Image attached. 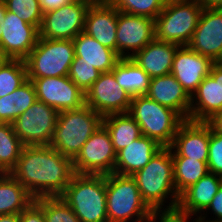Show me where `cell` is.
Masks as SVG:
<instances>
[{
	"label": "cell",
	"mask_w": 222,
	"mask_h": 222,
	"mask_svg": "<svg viewBox=\"0 0 222 222\" xmlns=\"http://www.w3.org/2000/svg\"><path fill=\"white\" fill-rule=\"evenodd\" d=\"M10 174L34 198L61 196L71 182L73 160L50 145L24 146Z\"/></svg>",
	"instance_id": "cell-1"
},
{
	"label": "cell",
	"mask_w": 222,
	"mask_h": 222,
	"mask_svg": "<svg viewBox=\"0 0 222 222\" xmlns=\"http://www.w3.org/2000/svg\"><path fill=\"white\" fill-rule=\"evenodd\" d=\"M132 177L136 180L143 201L151 210L165 208L167 199L170 202L166 207L178 205L179 196L174 183L171 147H162Z\"/></svg>",
	"instance_id": "cell-2"
},
{
	"label": "cell",
	"mask_w": 222,
	"mask_h": 222,
	"mask_svg": "<svg viewBox=\"0 0 222 222\" xmlns=\"http://www.w3.org/2000/svg\"><path fill=\"white\" fill-rule=\"evenodd\" d=\"M61 197L81 222H108L106 175L75 174Z\"/></svg>",
	"instance_id": "cell-3"
},
{
	"label": "cell",
	"mask_w": 222,
	"mask_h": 222,
	"mask_svg": "<svg viewBox=\"0 0 222 222\" xmlns=\"http://www.w3.org/2000/svg\"><path fill=\"white\" fill-rule=\"evenodd\" d=\"M102 122L103 117L87 105L59 112L50 146L64 157L74 160Z\"/></svg>",
	"instance_id": "cell-4"
},
{
	"label": "cell",
	"mask_w": 222,
	"mask_h": 222,
	"mask_svg": "<svg viewBox=\"0 0 222 222\" xmlns=\"http://www.w3.org/2000/svg\"><path fill=\"white\" fill-rule=\"evenodd\" d=\"M139 125L142 135L162 147H170L179 126L185 121L176 111L162 106L146 95L132 97L127 112Z\"/></svg>",
	"instance_id": "cell-5"
},
{
	"label": "cell",
	"mask_w": 222,
	"mask_h": 222,
	"mask_svg": "<svg viewBox=\"0 0 222 222\" xmlns=\"http://www.w3.org/2000/svg\"><path fill=\"white\" fill-rule=\"evenodd\" d=\"M106 207L108 222H146L152 211L136 180L115 173L106 175Z\"/></svg>",
	"instance_id": "cell-6"
},
{
	"label": "cell",
	"mask_w": 222,
	"mask_h": 222,
	"mask_svg": "<svg viewBox=\"0 0 222 222\" xmlns=\"http://www.w3.org/2000/svg\"><path fill=\"white\" fill-rule=\"evenodd\" d=\"M202 10L198 0L167 1L162 12L154 20L155 39L187 46Z\"/></svg>",
	"instance_id": "cell-7"
},
{
	"label": "cell",
	"mask_w": 222,
	"mask_h": 222,
	"mask_svg": "<svg viewBox=\"0 0 222 222\" xmlns=\"http://www.w3.org/2000/svg\"><path fill=\"white\" fill-rule=\"evenodd\" d=\"M74 56L73 40L39 37L25 59L28 78L68 76Z\"/></svg>",
	"instance_id": "cell-8"
},
{
	"label": "cell",
	"mask_w": 222,
	"mask_h": 222,
	"mask_svg": "<svg viewBox=\"0 0 222 222\" xmlns=\"http://www.w3.org/2000/svg\"><path fill=\"white\" fill-rule=\"evenodd\" d=\"M58 113L51 106L36 100L13 121L14 133L25 146L50 145Z\"/></svg>",
	"instance_id": "cell-9"
},
{
	"label": "cell",
	"mask_w": 222,
	"mask_h": 222,
	"mask_svg": "<svg viewBox=\"0 0 222 222\" xmlns=\"http://www.w3.org/2000/svg\"><path fill=\"white\" fill-rule=\"evenodd\" d=\"M115 162L109 132L101 125L82 146L73 166L76 174L108 175L114 173Z\"/></svg>",
	"instance_id": "cell-10"
},
{
	"label": "cell",
	"mask_w": 222,
	"mask_h": 222,
	"mask_svg": "<svg viewBox=\"0 0 222 222\" xmlns=\"http://www.w3.org/2000/svg\"><path fill=\"white\" fill-rule=\"evenodd\" d=\"M90 3L72 0L66 5L43 14L39 37L73 40L84 31L85 16Z\"/></svg>",
	"instance_id": "cell-11"
},
{
	"label": "cell",
	"mask_w": 222,
	"mask_h": 222,
	"mask_svg": "<svg viewBox=\"0 0 222 222\" xmlns=\"http://www.w3.org/2000/svg\"><path fill=\"white\" fill-rule=\"evenodd\" d=\"M132 97L117 83L114 73H101L99 79L85 93V105L105 117L127 113Z\"/></svg>",
	"instance_id": "cell-12"
},
{
	"label": "cell",
	"mask_w": 222,
	"mask_h": 222,
	"mask_svg": "<svg viewBox=\"0 0 222 222\" xmlns=\"http://www.w3.org/2000/svg\"><path fill=\"white\" fill-rule=\"evenodd\" d=\"M35 86L37 100L58 112L75 110L85 105V93L69 76L28 78Z\"/></svg>",
	"instance_id": "cell-13"
},
{
	"label": "cell",
	"mask_w": 222,
	"mask_h": 222,
	"mask_svg": "<svg viewBox=\"0 0 222 222\" xmlns=\"http://www.w3.org/2000/svg\"><path fill=\"white\" fill-rule=\"evenodd\" d=\"M154 38V19L118 11L117 53L121 58H131Z\"/></svg>",
	"instance_id": "cell-14"
},
{
	"label": "cell",
	"mask_w": 222,
	"mask_h": 222,
	"mask_svg": "<svg viewBox=\"0 0 222 222\" xmlns=\"http://www.w3.org/2000/svg\"><path fill=\"white\" fill-rule=\"evenodd\" d=\"M0 50L8 59L25 60L39 39V29L7 11L0 25Z\"/></svg>",
	"instance_id": "cell-15"
},
{
	"label": "cell",
	"mask_w": 222,
	"mask_h": 222,
	"mask_svg": "<svg viewBox=\"0 0 222 222\" xmlns=\"http://www.w3.org/2000/svg\"><path fill=\"white\" fill-rule=\"evenodd\" d=\"M219 111H222V67L214 63L191 97L189 120L206 122Z\"/></svg>",
	"instance_id": "cell-16"
},
{
	"label": "cell",
	"mask_w": 222,
	"mask_h": 222,
	"mask_svg": "<svg viewBox=\"0 0 222 222\" xmlns=\"http://www.w3.org/2000/svg\"><path fill=\"white\" fill-rule=\"evenodd\" d=\"M214 62L206 56L180 46L175 52L171 74L192 97L203 79L210 74Z\"/></svg>",
	"instance_id": "cell-17"
},
{
	"label": "cell",
	"mask_w": 222,
	"mask_h": 222,
	"mask_svg": "<svg viewBox=\"0 0 222 222\" xmlns=\"http://www.w3.org/2000/svg\"><path fill=\"white\" fill-rule=\"evenodd\" d=\"M117 18L118 10L108 0L90 4L83 32L104 47L117 52Z\"/></svg>",
	"instance_id": "cell-18"
},
{
	"label": "cell",
	"mask_w": 222,
	"mask_h": 222,
	"mask_svg": "<svg viewBox=\"0 0 222 222\" xmlns=\"http://www.w3.org/2000/svg\"><path fill=\"white\" fill-rule=\"evenodd\" d=\"M191 50L213 62L222 52V9H203L190 43Z\"/></svg>",
	"instance_id": "cell-19"
},
{
	"label": "cell",
	"mask_w": 222,
	"mask_h": 222,
	"mask_svg": "<svg viewBox=\"0 0 222 222\" xmlns=\"http://www.w3.org/2000/svg\"><path fill=\"white\" fill-rule=\"evenodd\" d=\"M170 147L181 157L207 162L209 125L206 122L185 120L179 126Z\"/></svg>",
	"instance_id": "cell-20"
},
{
	"label": "cell",
	"mask_w": 222,
	"mask_h": 222,
	"mask_svg": "<svg viewBox=\"0 0 222 222\" xmlns=\"http://www.w3.org/2000/svg\"><path fill=\"white\" fill-rule=\"evenodd\" d=\"M146 96L189 120L191 97L172 74L151 78Z\"/></svg>",
	"instance_id": "cell-21"
},
{
	"label": "cell",
	"mask_w": 222,
	"mask_h": 222,
	"mask_svg": "<svg viewBox=\"0 0 222 222\" xmlns=\"http://www.w3.org/2000/svg\"><path fill=\"white\" fill-rule=\"evenodd\" d=\"M179 47L177 44L154 38L143 49L136 52L131 59L151 78L160 77L171 74L173 58Z\"/></svg>",
	"instance_id": "cell-22"
},
{
	"label": "cell",
	"mask_w": 222,
	"mask_h": 222,
	"mask_svg": "<svg viewBox=\"0 0 222 222\" xmlns=\"http://www.w3.org/2000/svg\"><path fill=\"white\" fill-rule=\"evenodd\" d=\"M162 148L155 140L142 135L116 153L114 173L132 176L141 170Z\"/></svg>",
	"instance_id": "cell-23"
},
{
	"label": "cell",
	"mask_w": 222,
	"mask_h": 222,
	"mask_svg": "<svg viewBox=\"0 0 222 222\" xmlns=\"http://www.w3.org/2000/svg\"><path fill=\"white\" fill-rule=\"evenodd\" d=\"M75 56L73 62H85L101 73L110 72L121 59L116 51L101 45L85 32L79 33L74 39Z\"/></svg>",
	"instance_id": "cell-24"
},
{
	"label": "cell",
	"mask_w": 222,
	"mask_h": 222,
	"mask_svg": "<svg viewBox=\"0 0 222 222\" xmlns=\"http://www.w3.org/2000/svg\"><path fill=\"white\" fill-rule=\"evenodd\" d=\"M222 185V177L208 172L179 197L178 205L185 211L202 214Z\"/></svg>",
	"instance_id": "cell-25"
},
{
	"label": "cell",
	"mask_w": 222,
	"mask_h": 222,
	"mask_svg": "<svg viewBox=\"0 0 222 222\" xmlns=\"http://www.w3.org/2000/svg\"><path fill=\"white\" fill-rule=\"evenodd\" d=\"M120 87L131 97L146 95L151 77L131 58H121L112 70Z\"/></svg>",
	"instance_id": "cell-26"
},
{
	"label": "cell",
	"mask_w": 222,
	"mask_h": 222,
	"mask_svg": "<svg viewBox=\"0 0 222 222\" xmlns=\"http://www.w3.org/2000/svg\"><path fill=\"white\" fill-rule=\"evenodd\" d=\"M34 198L10 174L0 173V215L19 214Z\"/></svg>",
	"instance_id": "cell-27"
},
{
	"label": "cell",
	"mask_w": 222,
	"mask_h": 222,
	"mask_svg": "<svg viewBox=\"0 0 222 222\" xmlns=\"http://www.w3.org/2000/svg\"><path fill=\"white\" fill-rule=\"evenodd\" d=\"M102 125L109 132L116 153L142 136L139 125L128 113L107 115Z\"/></svg>",
	"instance_id": "cell-28"
},
{
	"label": "cell",
	"mask_w": 222,
	"mask_h": 222,
	"mask_svg": "<svg viewBox=\"0 0 222 222\" xmlns=\"http://www.w3.org/2000/svg\"><path fill=\"white\" fill-rule=\"evenodd\" d=\"M37 100L33 82L27 80L14 92L0 98V123H10Z\"/></svg>",
	"instance_id": "cell-29"
},
{
	"label": "cell",
	"mask_w": 222,
	"mask_h": 222,
	"mask_svg": "<svg viewBox=\"0 0 222 222\" xmlns=\"http://www.w3.org/2000/svg\"><path fill=\"white\" fill-rule=\"evenodd\" d=\"M173 159L174 183L178 196L195 184L201 177H204L209 171L207 162L198 161L189 157L179 156L171 148Z\"/></svg>",
	"instance_id": "cell-30"
},
{
	"label": "cell",
	"mask_w": 222,
	"mask_h": 222,
	"mask_svg": "<svg viewBox=\"0 0 222 222\" xmlns=\"http://www.w3.org/2000/svg\"><path fill=\"white\" fill-rule=\"evenodd\" d=\"M24 146L12 124L0 123V173H10L15 168Z\"/></svg>",
	"instance_id": "cell-31"
},
{
	"label": "cell",
	"mask_w": 222,
	"mask_h": 222,
	"mask_svg": "<svg viewBox=\"0 0 222 222\" xmlns=\"http://www.w3.org/2000/svg\"><path fill=\"white\" fill-rule=\"evenodd\" d=\"M27 80L25 60L8 59L0 66V98L14 92Z\"/></svg>",
	"instance_id": "cell-32"
},
{
	"label": "cell",
	"mask_w": 222,
	"mask_h": 222,
	"mask_svg": "<svg viewBox=\"0 0 222 222\" xmlns=\"http://www.w3.org/2000/svg\"><path fill=\"white\" fill-rule=\"evenodd\" d=\"M118 11L154 19L165 7V0H108Z\"/></svg>",
	"instance_id": "cell-33"
},
{
	"label": "cell",
	"mask_w": 222,
	"mask_h": 222,
	"mask_svg": "<svg viewBox=\"0 0 222 222\" xmlns=\"http://www.w3.org/2000/svg\"><path fill=\"white\" fill-rule=\"evenodd\" d=\"M7 11L16 14L24 22L40 29L43 13L39 0H4Z\"/></svg>",
	"instance_id": "cell-34"
},
{
	"label": "cell",
	"mask_w": 222,
	"mask_h": 222,
	"mask_svg": "<svg viewBox=\"0 0 222 222\" xmlns=\"http://www.w3.org/2000/svg\"><path fill=\"white\" fill-rule=\"evenodd\" d=\"M45 222H81L61 196L43 197Z\"/></svg>",
	"instance_id": "cell-35"
},
{
	"label": "cell",
	"mask_w": 222,
	"mask_h": 222,
	"mask_svg": "<svg viewBox=\"0 0 222 222\" xmlns=\"http://www.w3.org/2000/svg\"><path fill=\"white\" fill-rule=\"evenodd\" d=\"M101 72L85 62H72L69 79L84 93L99 79Z\"/></svg>",
	"instance_id": "cell-36"
},
{
	"label": "cell",
	"mask_w": 222,
	"mask_h": 222,
	"mask_svg": "<svg viewBox=\"0 0 222 222\" xmlns=\"http://www.w3.org/2000/svg\"><path fill=\"white\" fill-rule=\"evenodd\" d=\"M195 215L197 218H195L193 222H202L200 215L185 211L177 205L174 207L162 208V210L153 209L146 222H190L189 219H193Z\"/></svg>",
	"instance_id": "cell-37"
},
{
	"label": "cell",
	"mask_w": 222,
	"mask_h": 222,
	"mask_svg": "<svg viewBox=\"0 0 222 222\" xmlns=\"http://www.w3.org/2000/svg\"><path fill=\"white\" fill-rule=\"evenodd\" d=\"M208 171L222 177V135L209 126Z\"/></svg>",
	"instance_id": "cell-38"
},
{
	"label": "cell",
	"mask_w": 222,
	"mask_h": 222,
	"mask_svg": "<svg viewBox=\"0 0 222 222\" xmlns=\"http://www.w3.org/2000/svg\"><path fill=\"white\" fill-rule=\"evenodd\" d=\"M19 222H45L43 211V197L34 199L19 213Z\"/></svg>",
	"instance_id": "cell-39"
},
{
	"label": "cell",
	"mask_w": 222,
	"mask_h": 222,
	"mask_svg": "<svg viewBox=\"0 0 222 222\" xmlns=\"http://www.w3.org/2000/svg\"><path fill=\"white\" fill-rule=\"evenodd\" d=\"M206 210L207 211L211 210L213 215H215L214 220H210V219L206 220V217H207V216H205V215H207V212H205ZM202 215H204V216H202ZM200 217L202 219V222H222V185L220 186L217 193L215 194V196L211 200V203L209 204V206L203 211V214H201Z\"/></svg>",
	"instance_id": "cell-40"
},
{
	"label": "cell",
	"mask_w": 222,
	"mask_h": 222,
	"mask_svg": "<svg viewBox=\"0 0 222 222\" xmlns=\"http://www.w3.org/2000/svg\"><path fill=\"white\" fill-rule=\"evenodd\" d=\"M71 1L72 0H39V4L44 14L48 11L58 9Z\"/></svg>",
	"instance_id": "cell-41"
},
{
	"label": "cell",
	"mask_w": 222,
	"mask_h": 222,
	"mask_svg": "<svg viewBox=\"0 0 222 222\" xmlns=\"http://www.w3.org/2000/svg\"><path fill=\"white\" fill-rule=\"evenodd\" d=\"M206 123L214 132L222 135V111L215 113Z\"/></svg>",
	"instance_id": "cell-42"
},
{
	"label": "cell",
	"mask_w": 222,
	"mask_h": 222,
	"mask_svg": "<svg viewBox=\"0 0 222 222\" xmlns=\"http://www.w3.org/2000/svg\"><path fill=\"white\" fill-rule=\"evenodd\" d=\"M203 9H222V0H198Z\"/></svg>",
	"instance_id": "cell-43"
},
{
	"label": "cell",
	"mask_w": 222,
	"mask_h": 222,
	"mask_svg": "<svg viewBox=\"0 0 222 222\" xmlns=\"http://www.w3.org/2000/svg\"><path fill=\"white\" fill-rule=\"evenodd\" d=\"M0 222H19V214H1Z\"/></svg>",
	"instance_id": "cell-44"
},
{
	"label": "cell",
	"mask_w": 222,
	"mask_h": 222,
	"mask_svg": "<svg viewBox=\"0 0 222 222\" xmlns=\"http://www.w3.org/2000/svg\"><path fill=\"white\" fill-rule=\"evenodd\" d=\"M6 12H7V8L5 5V2L4 1L0 2V25L2 21L5 19ZM1 38H2V31L0 30V45H1Z\"/></svg>",
	"instance_id": "cell-45"
},
{
	"label": "cell",
	"mask_w": 222,
	"mask_h": 222,
	"mask_svg": "<svg viewBox=\"0 0 222 222\" xmlns=\"http://www.w3.org/2000/svg\"><path fill=\"white\" fill-rule=\"evenodd\" d=\"M8 60V58L5 56V54L0 50V66L5 63Z\"/></svg>",
	"instance_id": "cell-46"
},
{
	"label": "cell",
	"mask_w": 222,
	"mask_h": 222,
	"mask_svg": "<svg viewBox=\"0 0 222 222\" xmlns=\"http://www.w3.org/2000/svg\"><path fill=\"white\" fill-rule=\"evenodd\" d=\"M214 63L222 67V52Z\"/></svg>",
	"instance_id": "cell-47"
},
{
	"label": "cell",
	"mask_w": 222,
	"mask_h": 222,
	"mask_svg": "<svg viewBox=\"0 0 222 222\" xmlns=\"http://www.w3.org/2000/svg\"><path fill=\"white\" fill-rule=\"evenodd\" d=\"M76 1H82V2H86V3L94 4L100 0H76Z\"/></svg>",
	"instance_id": "cell-48"
}]
</instances>
